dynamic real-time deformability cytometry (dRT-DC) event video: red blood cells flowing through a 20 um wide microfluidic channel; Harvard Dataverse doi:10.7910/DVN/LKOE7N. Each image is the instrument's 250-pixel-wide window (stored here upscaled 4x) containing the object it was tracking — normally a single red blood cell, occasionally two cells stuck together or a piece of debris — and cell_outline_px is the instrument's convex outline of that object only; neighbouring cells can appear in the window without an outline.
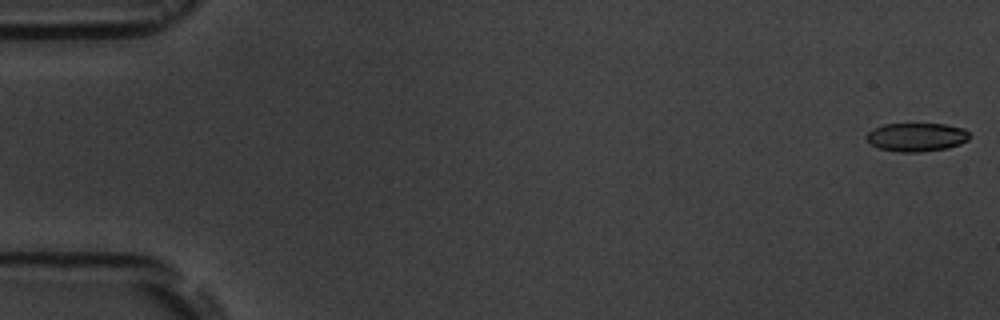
{"species": "common noctule bat (a hibernating species)", "species_latin": "Nyctalus noctula", "temperature_condition": "room temperature", "stored_images_in_passage": 5, "camera_frame_rate_fps": 3000, "um_per_image_px": 0.085, "animal": {"sex": "male", "body_mass_g": 19.5, "forearm_length_mm": 54.6}, "frame": {"image": 1, "passage_image": 1, "time_ms": 0.0, "image_size_px": [1000, 320], "cell_outline_px": [[972, 136], [968, 140], [960, 144], [948, 148], [920, 152], [896, 152], [880, 148], [872, 144], [864, 136], [872, 128], [884, 124], [944, 124], [964, 128]], "centroid_in_image_um": [77.92, 11.65], "position_along_channel_um": 7.1, "area_um2": 17.28}}
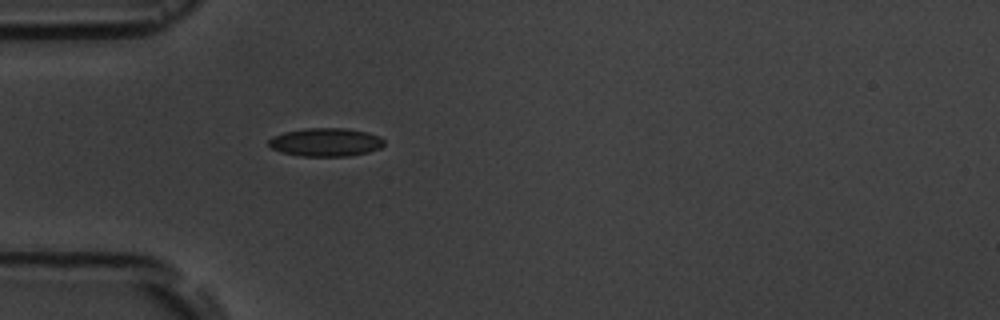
{"frame": {"image": 2, "passage_image": 5, "time_ms": 5.333, "image_size_px": [1000, 320], "cell_outline_px": [[384, 144], [380, 148], [368, 152], [348, 156], [300, 156], [280, 152], [272, 148], [268, 144], [268, 140], [272, 136], [284, 132], [308, 128], [344, 128], [368, 132], [384, 140]], "centroid_in_image_um": [27.65, 12.09], "position_along_channel_um": 57.3, "area_um2": 19.02}}